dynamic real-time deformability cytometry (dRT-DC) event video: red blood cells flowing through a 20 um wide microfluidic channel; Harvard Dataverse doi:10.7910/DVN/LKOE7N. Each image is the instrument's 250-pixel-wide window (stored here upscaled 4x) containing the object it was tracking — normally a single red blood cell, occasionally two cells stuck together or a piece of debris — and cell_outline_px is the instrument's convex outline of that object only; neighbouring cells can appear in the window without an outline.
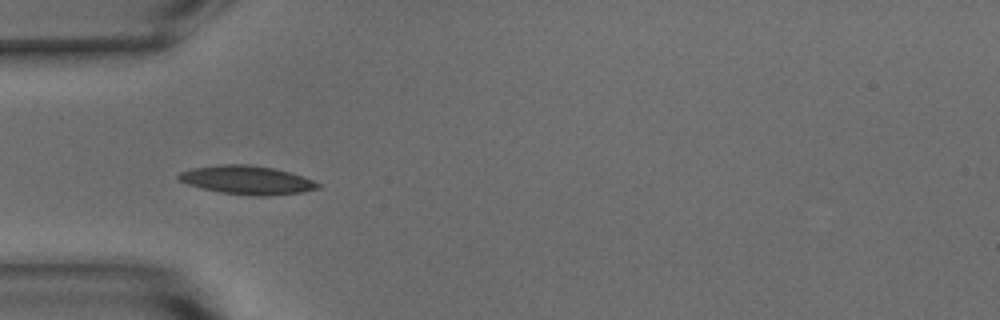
{"species": "common noctule bat (a hibernating species)", "species_latin": "Nyctalus noctula", "temperature_condition": "warm", "stored_images_in_passage": 53, "camera_frame_rate_fps": 3000, "um_per_image_px": 0.085, "animal": {"sex": "male", "body_mass_g": 15.6}, "frame": {"image": 1, "passage_image": 16, "time_ms": 5.0, "image_size_px": [1000, 320], "cell_outline_px": [[320, 188], [304, 192], [264, 196], [252, 196], [220, 192], [188, 184], [176, 180], [176, 176], [180, 172], [192, 168], [220, 164], [248, 164], [272, 168], [292, 172], [312, 180], [320, 184]], "centroid_in_image_um": [20.99, 15.3], "position_along_channel_um": 64.0, "area_um2": 23.29}}
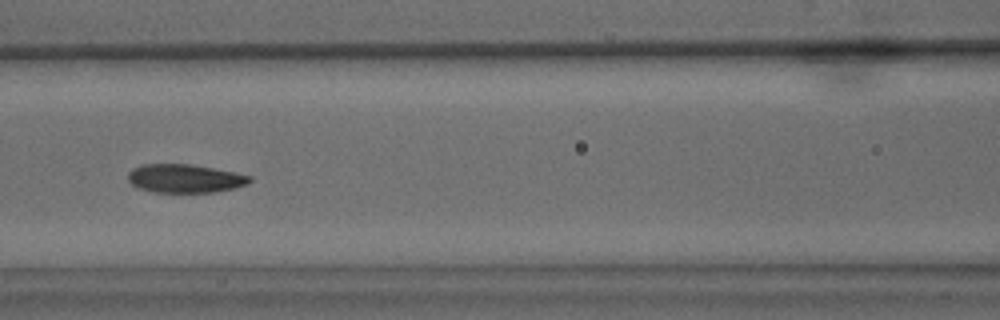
{"frame": {"image": 2, "passage_image": 23, "time_ms": 7.333, "image_size_px": [1000, 320], "cell_outline_px": [[252, 180], [248, 184], [216, 192], [152, 192], [136, 188], [128, 180], [128, 172], [132, 168], [140, 164], [192, 164], [236, 172], [252, 176]], "centroid_in_image_um": [15.7, 15.16], "position_along_channel_um": 150.9, "area_um2": 20.46}}
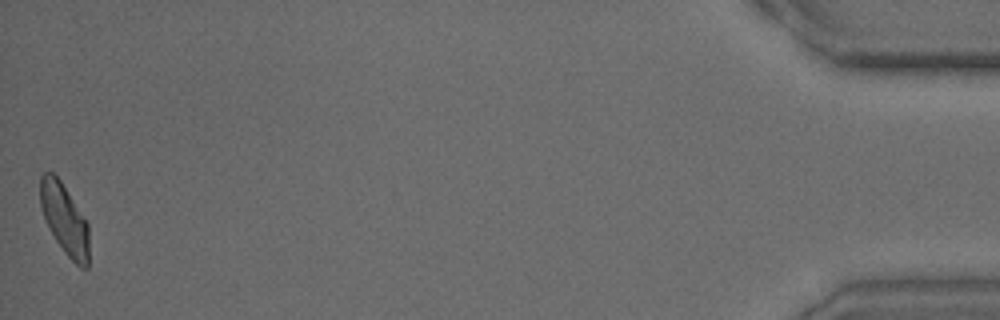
{"frame": {"image": 3, "passage_image": 53, "time_ms": 17.333, "image_size_px": [1000, 320], "cell_outline_px": [[88, 268], [80, 268], [64, 252], [56, 240], [40, 208], [40, 176], [44, 172], [52, 172], [60, 180], [88, 224]], "centroid_in_image_um": [5.48, 18.63], "position_along_channel_um": 429.7, "area_um2": 19.65}, "authors_computed_cell_mechanics": {"area_um2": 20.6924, "velocity_mm_per_s": 3.7358, "shape_relaxation_time_tau1_ms": 3.4106, "shape_relaxation_time_tau2_ms": 1.7546, "deformation_change_tau1": 0.162, "deformation_change_tau2": 0.0678}}